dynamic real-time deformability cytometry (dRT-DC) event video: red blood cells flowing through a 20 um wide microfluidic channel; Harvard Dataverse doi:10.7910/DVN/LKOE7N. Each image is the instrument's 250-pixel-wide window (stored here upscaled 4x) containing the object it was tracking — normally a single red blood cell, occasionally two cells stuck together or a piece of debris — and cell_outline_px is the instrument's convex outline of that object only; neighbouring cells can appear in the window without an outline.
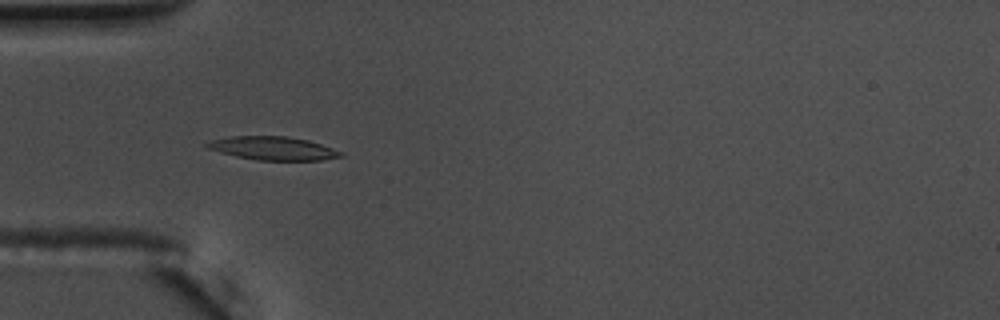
{"species": "common noctule bat (a hibernating species)", "species_latin": "Nyctalus noctula", "temperature_condition": "warm", "stored_images_in_passage": 39, "camera_frame_rate_fps": 3000, "um_per_image_px": 0.085, "animal": {"sex": "male", "body_mass_g": 17.5, "forearm_length_mm": 52.3}, "frame": {"image": 1, "passage_image": 1, "time_ms": 0.0, "image_size_px": [1000, 320], "cell_outline_px": [[344, 156], [320, 160], [260, 160], [236, 156], [220, 152], [208, 148], [204, 144], [212, 140], [228, 136], [288, 136], [308, 140], [344, 152]], "centroid_in_image_um": [23.22, 12.6], "position_along_channel_um": 61.8, "area_um2": 18.15}}
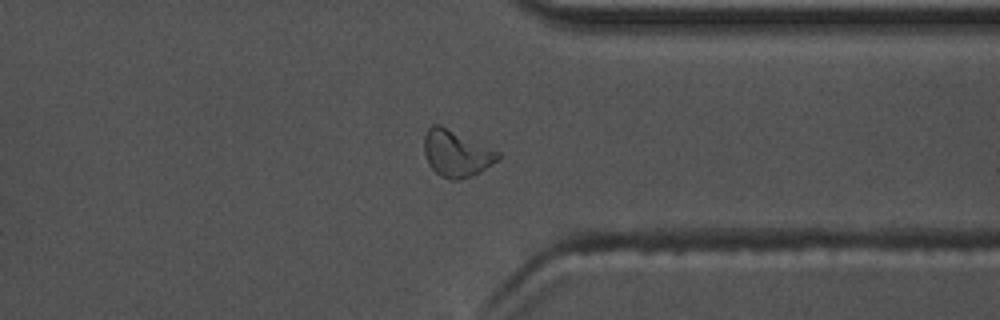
{"frame": {"image": 2, "passage_image": 27, "time_ms": 8.667, "image_size_px": [1000, 320], "cell_outline_px": [[500, 156], [496, 160], [480, 172], [460, 180], [448, 180], [440, 176], [428, 164], [424, 152], [424, 136], [428, 128], [432, 124], [440, 124], [500, 152]], "centroid_in_image_um": [38.75, 13.04], "position_along_channel_um": 372.6, "area_um2": 19.94}}
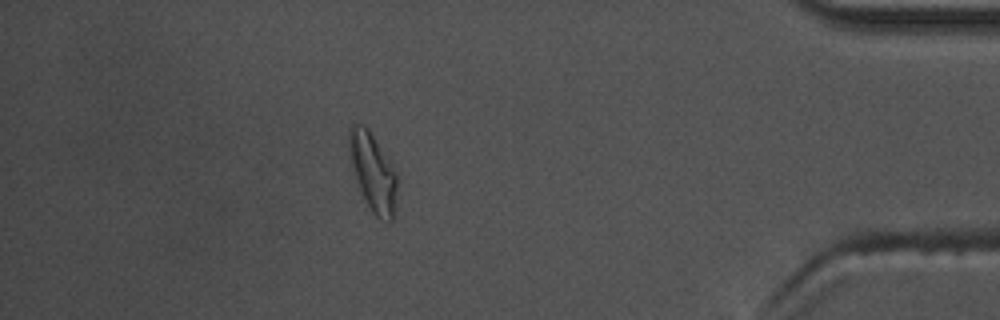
{"frame": {"image": 3, "passage_image": 33, "time_ms": 10.667, "image_size_px": [1000, 320], "cell_outline_px": [[396, 208], [392, 220], [380, 220], [372, 212], [360, 188], [348, 152], [348, 128], [356, 120], [364, 124], [368, 128], [388, 156], [396, 172]], "centroid_in_image_um": [31.69, 14.55], "position_along_channel_um": 403.5, "area_um2": 21.96}, "authors_computed_cell_mechanics": {"area_um2": 17.918, "velocity_mm_per_s": 3.6433, "shape_relaxation_time_tau1_ms": 5.8554, "shape_relaxation_time_tau2_ms": 3.8781, "deformation_change_tau1": 0.1809, "deformation_change_tau2": 0.0909}}